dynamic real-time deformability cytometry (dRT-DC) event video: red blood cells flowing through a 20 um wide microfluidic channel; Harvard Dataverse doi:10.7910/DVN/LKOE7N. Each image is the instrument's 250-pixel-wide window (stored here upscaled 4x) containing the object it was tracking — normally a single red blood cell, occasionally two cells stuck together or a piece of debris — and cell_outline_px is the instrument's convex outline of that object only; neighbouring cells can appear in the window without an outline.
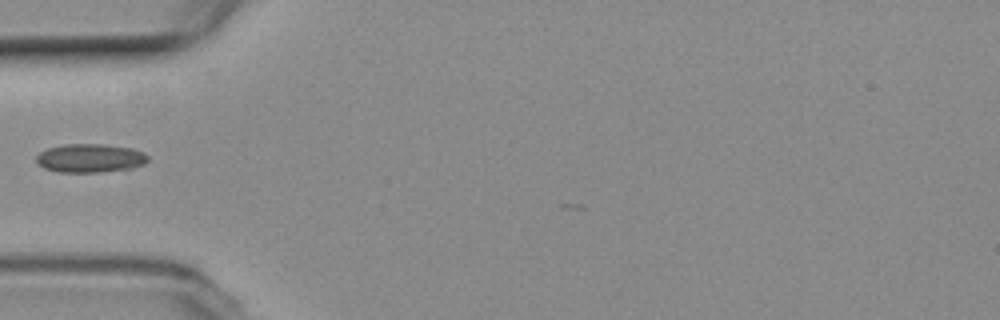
{"species": "common noctule bat (a hibernating species)", "species_latin": "Nyctalus noctula", "temperature_condition": "room temperature", "stored_images_in_passage": 5, "camera_frame_rate_fps": 3000, "um_per_image_px": 0.085, "animal": {"sex": "female", "body_mass_g": 19.3, "forearm_length_mm": 54.1}, "frame": {"image": 1, "passage_image": 3, "time_ms": 0.667, "image_size_px": [1000, 320], "cell_outline_px": [[148, 160], [144, 164], [132, 168], [100, 172], [60, 172], [44, 168], [36, 164], [36, 156], [40, 152], [48, 148], [64, 144], [104, 144], [132, 148], [144, 152], [148, 156]], "centroid_in_image_um": [7.65, 13.44], "position_along_channel_um": 77.3, "area_um2": 18.73}}